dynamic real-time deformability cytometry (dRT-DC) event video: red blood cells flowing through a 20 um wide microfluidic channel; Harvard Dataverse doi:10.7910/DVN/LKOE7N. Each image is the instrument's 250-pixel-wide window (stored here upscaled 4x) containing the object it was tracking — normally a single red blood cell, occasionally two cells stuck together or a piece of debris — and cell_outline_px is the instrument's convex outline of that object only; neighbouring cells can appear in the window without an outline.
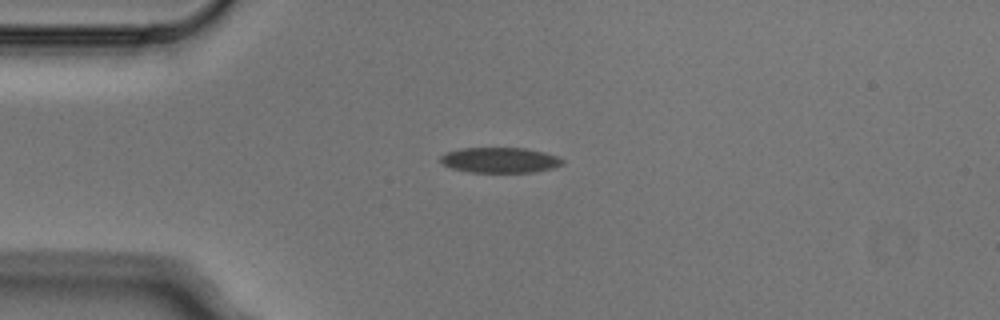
{"species": "Egyptian fruit bat (a non-hibernating species)", "species_latin": "Rousettus aegyptiacus", "temperature_condition": "cold", "stored_images_in_passage": 3, "camera_frame_rate_fps": 3000, "um_per_image_px": 0.085, "animal": {"sex": "male"}, "frame": {"image": 1, "passage_image": 1, "time_ms": 0.0, "image_size_px": [1000, 320], "cell_outline_px": [[564, 164], [552, 168], [532, 172], [468, 172], [452, 168], [444, 164], [440, 160], [440, 156], [444, 152], [460, 148], [524, 148], [556, 156], [564, 160]], "centroid_in_image_um": [42.45, 13.61], "position_along_channel_um": 42.6, "area_um2": 17.92}}
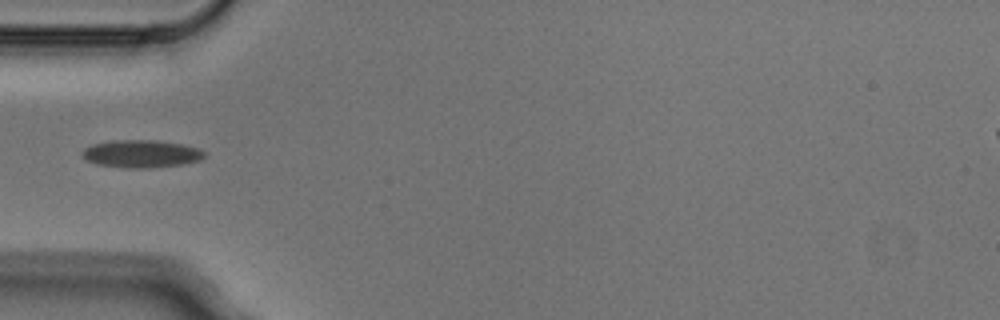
{"frame": {"image": 2, "passage_image": 2, "time_ms": 0.333, "image_size_px": [1000, 320], "cell_outline_px": [[204, 156], [200, 160], [180, 164], [152, 168], [128, 168], [96, 164], [80, 156], [80, 152], [84, 148], [92, 144], [112, 140], [160, 140], [200, 148], [204, 152]], "centroid_in_image_um": [11.97, 13.06], "position_along_channel_um": 73.0, "area_um2": 19.77}}
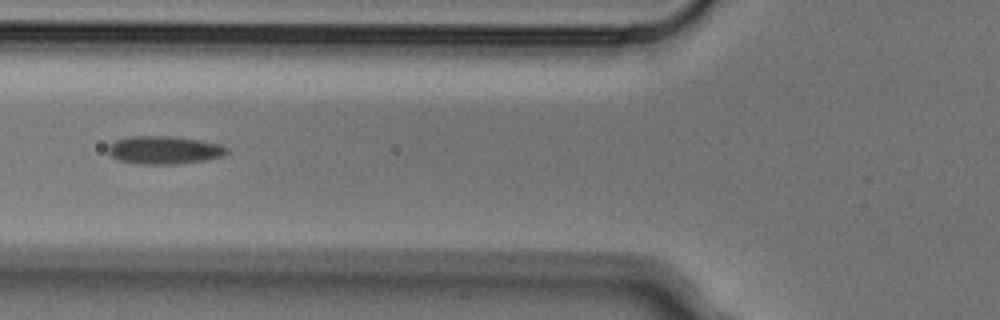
{"frame": {"image": 3, "passage_image": 3, "time_ms": 0.667, "image_size_px": [1000, 320], "cell_outline_px": [[228, 152], [224, 156], [204, 160], [176, 164], [140, 164], [116, 160], [108, 152], [108, 144], [116, 140], [128, 136], [172, 136], [200, 140], [220, 144], [228, 148]], "centroid_in_image_um": [13.94, 12.75], "position_along_channel_um": 111.9, "area_um2": 19.54}}